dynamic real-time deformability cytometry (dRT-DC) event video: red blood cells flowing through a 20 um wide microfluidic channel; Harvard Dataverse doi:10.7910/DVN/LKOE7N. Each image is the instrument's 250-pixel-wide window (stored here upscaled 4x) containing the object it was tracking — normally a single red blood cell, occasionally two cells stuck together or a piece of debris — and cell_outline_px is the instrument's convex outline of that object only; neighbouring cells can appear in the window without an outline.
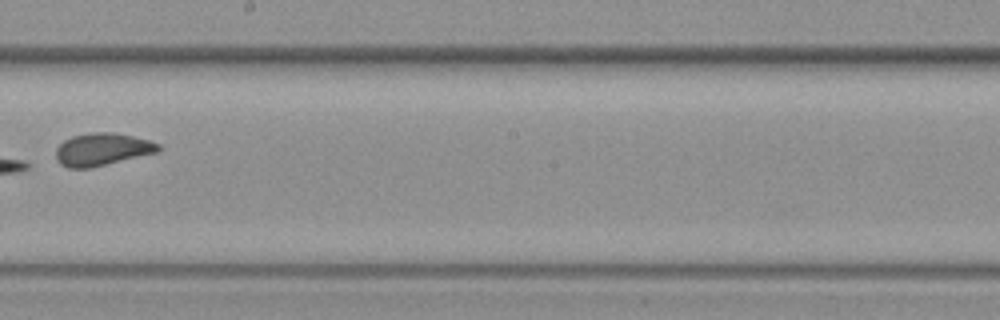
{"species": "common noctule bat (a hibernating species)", "species_latin": "Nyctalus noctula", "temperature_condition": "warm", "stored_images_in_passage": 11, "camera_frame_rate_fps": 3000, "um_per_image_px": 0.085, "animal": {"sex": "female", "body_mass_g": 19.3, "forearm_length_mm": 54.1}, "frame": {"image": 1, "passage_image": 10, "time_ms": 3.0, "image_size_px": [1000, 320], "cell_outline_px": [[160, 148], [156, 152], [92, 168], [68, 168], [60, 164], [56, 160], [56, 148], [64, 140], [72, 136], [92, 132], [112, 132], [132, 136], [148, 140], [160, 144]], "centroid_in_image_um": [8.64, 12.7], "position_along_channel_um": 239.6, "area_um2": 19.36}}
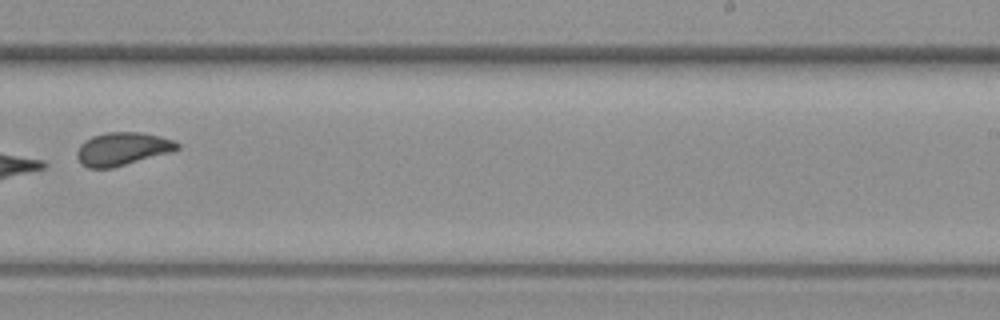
{"frame": {"image": 2, "passage_image": 11, "time_ms": 3.333, "image_size_px": [1000, 320], "cell_outline_px": [[180, 148], [172, 152], [112, 168], [88, 168], [76, 156], [76, 152], [80, 144], [84, 140], [92, 136], [104, 132], [140, 132], [160, 136], [172, 140], [180, 144]], "centroid_in_image_um": [10.41, 12.64], "position_along_channel_um": 278.6, "area_um2": 19.36}}